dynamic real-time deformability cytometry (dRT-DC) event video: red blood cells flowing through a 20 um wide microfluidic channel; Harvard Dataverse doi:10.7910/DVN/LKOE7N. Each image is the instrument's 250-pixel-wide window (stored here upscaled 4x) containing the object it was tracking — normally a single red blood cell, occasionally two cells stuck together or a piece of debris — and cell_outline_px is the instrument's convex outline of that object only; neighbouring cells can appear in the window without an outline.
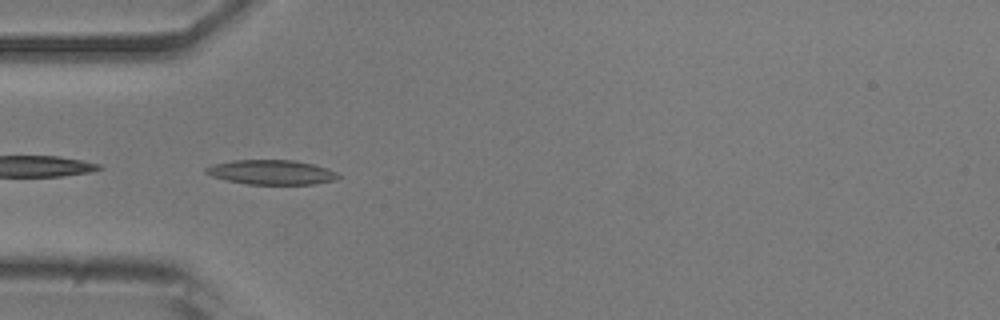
{"species": "common noctule bat (a hibernating species)", "species_latin": "Nyctalus noctula", "temperature_condition": "room temperature", "stored_images_in_passage": 40, "camera_frame_rate_fps": 3000, "um_per_image_px": 0.085, "animal": {"sex": "male", "body_mass_g": 20.5, "forearm_length_mm": 52.5}, "frame": {"image": 1, "passage_image": 3, "time_ms": 0.667, "image_size_px": [1000, 320], "cell_outline_px": [[340, 176], [336, 180], [312, 184], [248, 184], [228, 180], [212, 176], [204, 172], [204, 168], [212, 164], [232, 160], [292, 160], [312, 164], [328, 168], [336, 172]], "centroid_in_image_um": [23.06, 14.63], "position_along_channel_um": 61.9, "area_um2": 18.9}}
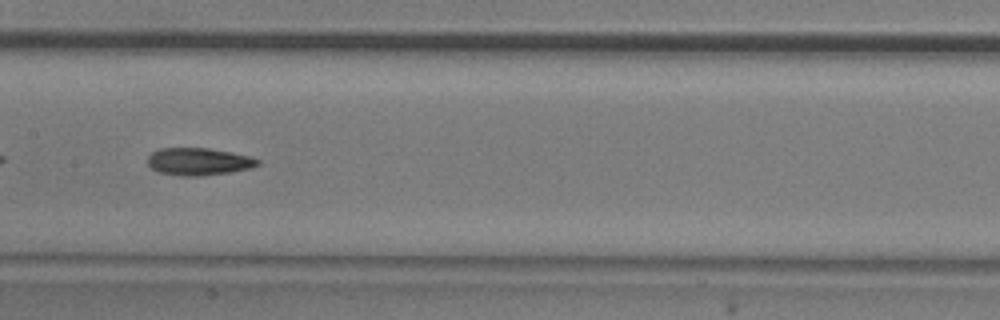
{"frame": {"image": 2, "passage_image": 13, "time_ms": 4.0, "image_size_px": [1000, 320], "cell_outline_px": [[260, 164], [252, 168], [232, 172], [200, 176], [180, 176], [160, 172], [152, 168], [148, 164], [148, 156], [152, 152], [160, 148], [208, 148], [248, 156], [260, 160]], "centroid_in_image_um": [16.89, 13.74], "position_along_channel_um": 190.5, "area_um2": 17.51}}
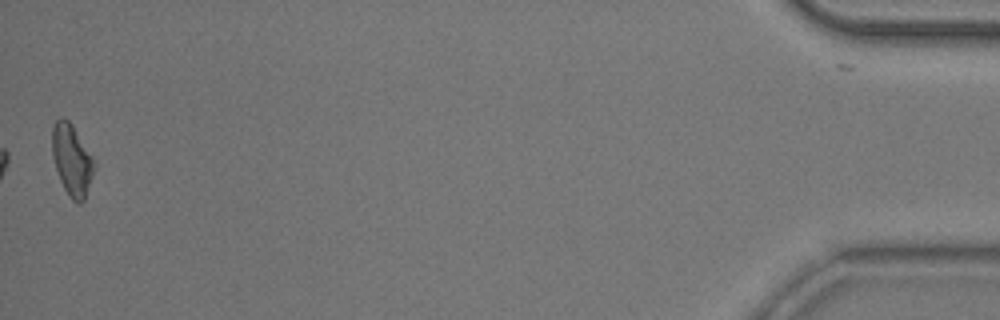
{"frame": {"image": 3, "passage_image": 39, "time_ms": 12.667, "image_size_px": [1000, 320], "cell_outline_px": [[96, 164], [84, 200], [80, 204], [76, 204], [68, 196], [60, 180], [52, 156], [52, 128], [56, 120], [60, 116], [64, 116], [72, 124], [92, 156]], "centroid_in_image_um": [6.1, 13.59], "position_along_channel_um": 429.1, "area_um2": 17.51}, "authors_computed_cell_mechanics": {"area_um2": 17.2822, "velocity_mm_per_s": 3.8684, "shape_relaxation_time_tau1_ms": 6.7083, "shape_relaxation_time_tau2_ms": 6.1497, "deformation_change_tau1": 0.1733, "deformation_change_tau2": 0.1675}}